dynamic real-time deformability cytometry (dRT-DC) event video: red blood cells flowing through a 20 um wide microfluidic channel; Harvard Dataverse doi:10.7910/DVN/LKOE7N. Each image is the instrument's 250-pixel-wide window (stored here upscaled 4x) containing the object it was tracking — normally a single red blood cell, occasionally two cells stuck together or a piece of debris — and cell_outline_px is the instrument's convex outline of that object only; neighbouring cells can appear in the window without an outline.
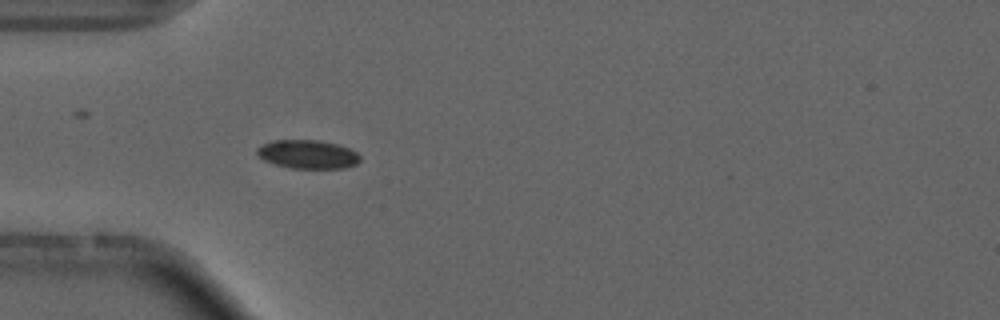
{"species": "common noctule bat (a hibernating species)", "species_latin": "Nyctalus noctula", "temperature_condition": "cold", "stored_images_in_passage": 4, "camera_frame_rate_fps": 3000, "um_per_image_px": 0.085, "animal": {"sex": "male", "forearm_length_mm": 52.5}, "frame": {"image": 1, "passage_image": 4, "time_ms": 3.333, "image_size_px": [1000, 320], "cell_outline_px": [[360, 160], [356, 164], [344, 168], [292, 168], [276, 164], [264, 160], [256, 156], [256, 148], [272, 140], [320, 140], [336, 144], [348, 148], [356, 152], [360, 156]], "centroid_in_image_um": [26.13, 13.11], "position_along_channel_um": 58.9, "area_um2": 17.17}}